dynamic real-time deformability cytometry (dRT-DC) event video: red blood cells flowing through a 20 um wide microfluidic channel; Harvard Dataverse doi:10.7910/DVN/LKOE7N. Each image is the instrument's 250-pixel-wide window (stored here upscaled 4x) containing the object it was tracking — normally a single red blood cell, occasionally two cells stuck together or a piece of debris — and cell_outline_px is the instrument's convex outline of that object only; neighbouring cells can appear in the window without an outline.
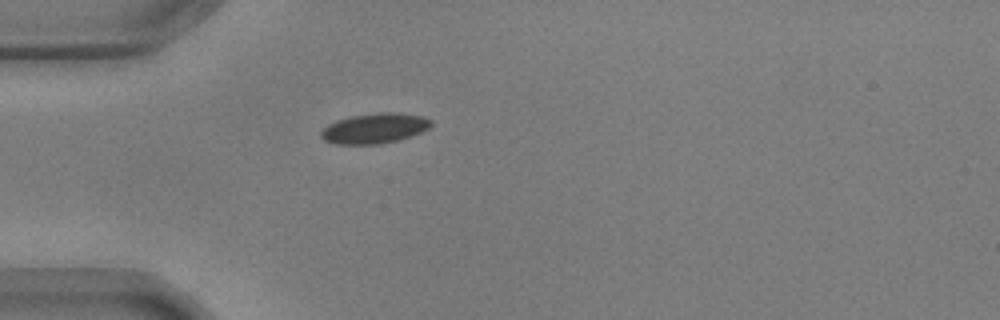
{"species": "common noctule bat (a hibernating species)", "species_latin": "Nyctalus noctula", "temperature_condition": "warm", "stored_images_in_passage": 41, "camera_frame_rate_fps": 3000, "um_per_image_px": 0.085, "animal": {"sex": "male", "body_mass_g": 17.9, "forearm_length_mm": 54.2}, "frame": {"image": 1, "passage_image": 1, "time_ms": 0.0, "image_size_px": [1000, 320], "cell_outline_px": [[432, 124], [428, 128], [420, 132], [400, 140], [380, 144], [336, 144], [324, 140], [320, 136], [320, 132], [328, 124], [336, 120], [352, 116], [380, 112], [396, 112], [424, 116], [432, 120]], "centroid_in_image_um": [31.84, 10.9], "position_along_channel_um": 53.2, "area_um2": 19.42}}
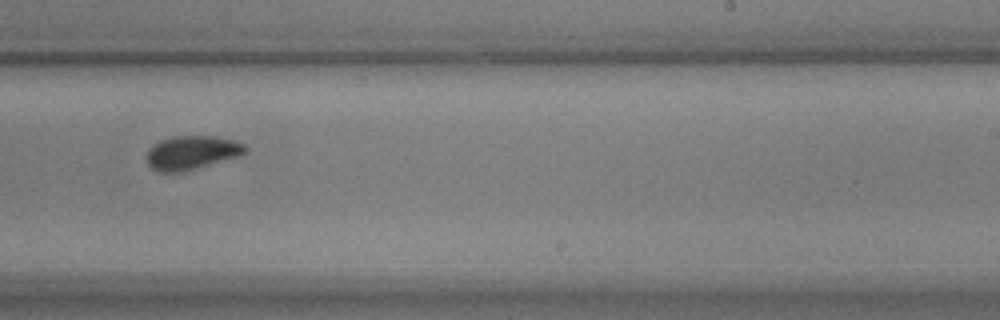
{"frame": {"image": 2, "passage_image": 20, "time_ms": 6.333, "image_size_px": [1000, 320], "cell_outline_px": [[248, 148], [240, 156], [200, 168], [180, 172], [160, 172], [152, 168], [148, 164], [148, 152], [152, 144], [160, 140], [176, 136], [212, 136], [236, 140], [244, 144]], "centroid_in_image_um": [16.33, 12.97], "position_along_channel_um": 272.7, "area_um2": 19.48}}
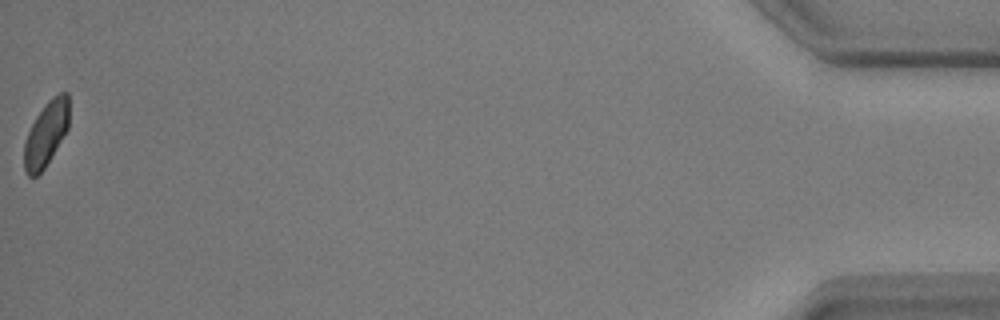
{"frame": {"image": 3, "passage_image": 41, "time_ms": 13.333, "image_size_px": [1000, 320], "cell_outline_px": [[68, 128], [44, 168], [36, 176], [28, 176], [24, 168], [24, 144], [28, 132], [36, 116], [48, 100], [52, 96], [60, 92], [68, 92]], "centroid_in_image_um": [3.91, 11.35], "position_along_channel_um": 431.3, "area_um2": 16.65}, "authors_computed_cell_mechanics": {"area_um2": 19.0162, "velocity_mm_per_s": 3.6067, "shape_relaxation_time_tau1_ms": 7.7627, "shape_relaxation_time_tau2_ms": null, "deformation_change_tau1": 0.1285, "deformation_change_tau2": null}}